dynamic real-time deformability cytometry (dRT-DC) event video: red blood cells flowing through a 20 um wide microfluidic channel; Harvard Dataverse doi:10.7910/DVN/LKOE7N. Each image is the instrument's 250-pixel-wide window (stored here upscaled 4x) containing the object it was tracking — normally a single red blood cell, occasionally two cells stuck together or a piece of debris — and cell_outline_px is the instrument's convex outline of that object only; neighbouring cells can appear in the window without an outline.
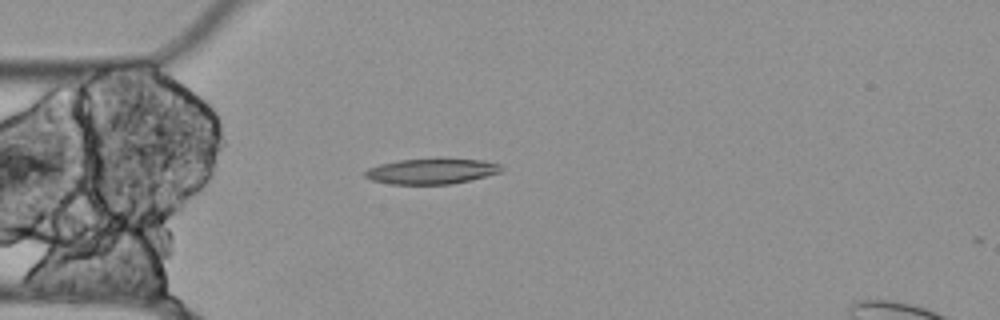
{"species": "Egyptian fruit bat (a non-hibernating species)", "species_latin": "Rousettus aegyptiacus", "temperature_condition": "cold", "stored_images_in_passage": 42, "camera_frame_rate_fps": 3000, "um_per_image_px": 0.085, "animal": {"sex": "female"}, "frame": {"image": 1, "passage_image": 1, "time_ms": 0.0, "image_size_px": [1000, 320], "cell_outline_px": [[500, 172], [468, 180], [448, 184], [392, 184], [372, 180], [364, 176], [364, 172], [368, 168], [380, 164], [400, 160], [440, 156], [444, 156], [484, 160], [500, 164]], "centroid_in_image_um": [36.68, 14.5], "position_along_channel_um": 48.3, "area_um2": 20.75}}
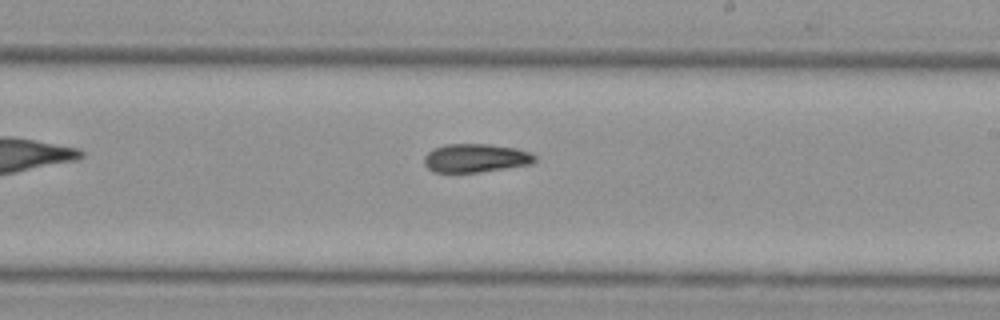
{"frame": {"image": 2, "passage_image": 18, "time_ms": 5.667, "image_size_px": [1000, 320], "cell_outline_px": [[536, 160], [532, 164], [480, 172], [432, 172], [424, 164], [424, 156], [432, 148], [444, 144], [488, 144], [516, 148], [532, 152], [536, 156]], "centroid_in_image_um": [40.43, 13.43], "position_along_channel_um": 248.6, "area_um2": 18.61}}
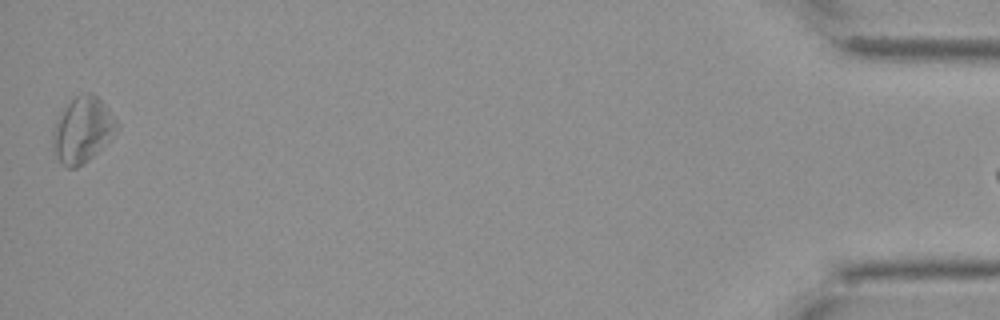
{"frame": {"image": 3, "passage_image": 41, "time_ms": 13.333, "image_size_px": [1000, 320], "cell_outline_px": [[120, 128], [88, 160], [76, 168], [68, 168], [56, 156], [52, 144], [52, 128], [60, 112], [76, 96], [84, 92], [92, 92], [104, 104], [120, 124]], "centroid_in_image_um": [7.0, 11.02], "position_along_channel_um": 428.2, "area_um2": 24.22}}